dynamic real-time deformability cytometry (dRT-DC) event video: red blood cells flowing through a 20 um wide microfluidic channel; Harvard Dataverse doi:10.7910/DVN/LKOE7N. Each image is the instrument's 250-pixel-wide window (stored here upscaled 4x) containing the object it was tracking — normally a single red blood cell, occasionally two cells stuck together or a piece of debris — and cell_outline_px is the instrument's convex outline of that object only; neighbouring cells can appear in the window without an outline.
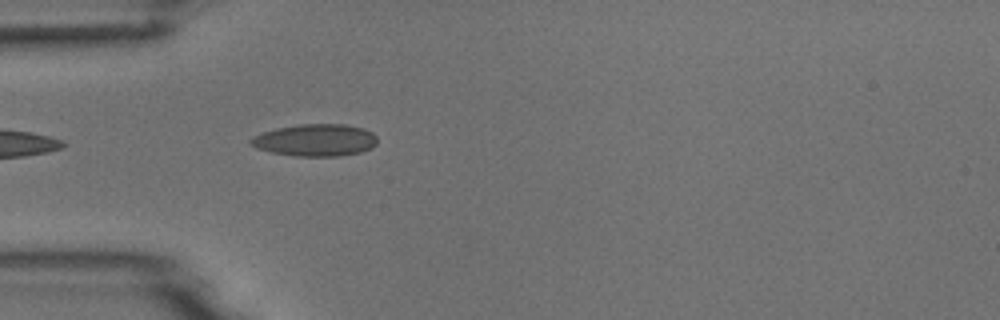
{"species": "common noctule bat (a hibernating species)", "species_latin": "Nyctalus noctula", "temperature_condition": "room temperature", "stored_images_in_passage": 1, "camera_frame_rate_fps": 3000, "um_per_image_px": 0.085, "animal": {"sex": "male", "body_mass_g": 18.8}, "frame": {"image": 1, "passage_image": 1, "time_ms": 0.0, "image_size_px": [1000, 320], "cell_outline_px": [[376, 144], [372, 148], [360, 152], [340, 156], [296, 156], [272, 152], [256, 148], [248, 144], [248, 140], [252, 136], [276, 128], [300, 124], [344, 124], [364, 128], [372, 132], [376, 136]], "centroid_in_image_um": [26.79, 11.91], "position_along_channel_um": 58.2, "area_um2": 23.81}}